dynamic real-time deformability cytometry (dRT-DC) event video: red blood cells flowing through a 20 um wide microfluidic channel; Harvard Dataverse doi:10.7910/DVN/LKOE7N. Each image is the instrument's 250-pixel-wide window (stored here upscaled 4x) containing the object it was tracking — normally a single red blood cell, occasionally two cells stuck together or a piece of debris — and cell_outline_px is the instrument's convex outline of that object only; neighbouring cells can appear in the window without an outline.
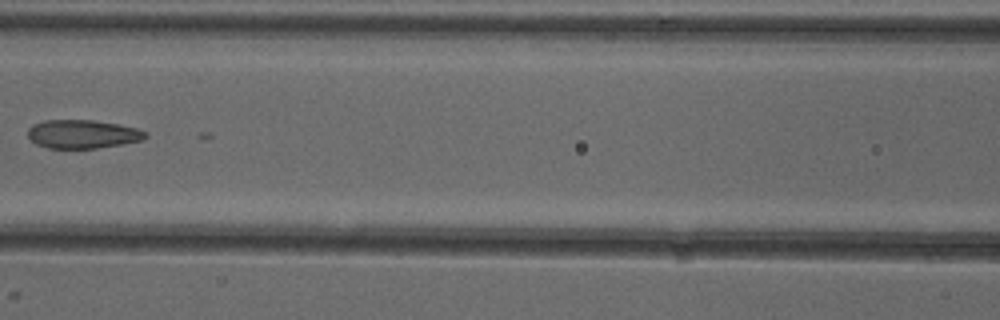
{"species": "common noctule bat (a hibernating species)", "species_latin": "Nyctalus noctula", "temperature_condition": "cold", "stored_images_in_passage": 9, "camera_frame_rate_fps": 3000, "um_per_image_px": 0.085, "animal": {"sex": "female"}, "frame": {"image": 1, "passage_image": 7, "time_ms": 8.0, "image_size_px": [1000, 320], "cell_outline_px": [[148, 136], [140, 140], [120, 144], [96, 148], [48, 148], [36, 144], [28, 136], [28, 128], [32, 124], [44, 120], [92, 120], [116, 124], [136, 128], [144, 132]], "centroid_in_image_um": [6.96, 11.39], "position_along_channel_um": 159.6, "area_um2": 19.31}}